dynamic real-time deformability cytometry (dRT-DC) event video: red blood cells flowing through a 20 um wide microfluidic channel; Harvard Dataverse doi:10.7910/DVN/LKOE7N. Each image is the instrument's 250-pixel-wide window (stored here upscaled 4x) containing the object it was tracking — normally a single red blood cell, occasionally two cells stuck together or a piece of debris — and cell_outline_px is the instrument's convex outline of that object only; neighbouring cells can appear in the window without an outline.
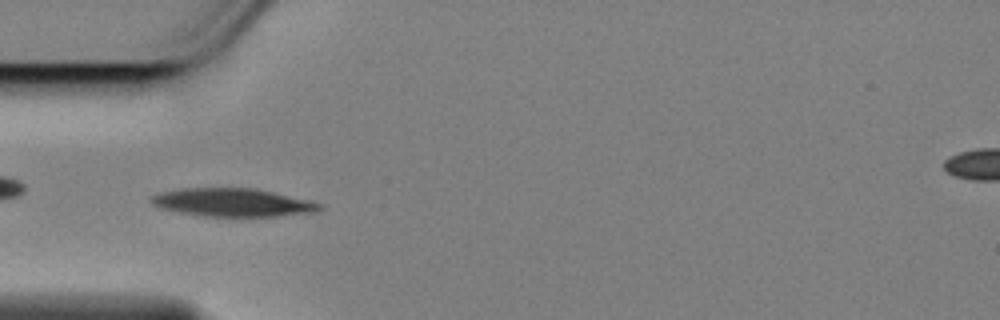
{"species": "Egyptian fruit bat (a non-hibernating species)", "species_latin": "Rousettus aegyptiacus", "temperature_condition": "cold", "stored_images_in_passage": 48, "camera_frame_rate_fps": 3000, "um_per_image_px": 0.085, "animal": {"sex": "female"}, "frame": {"image": 1, "passage_image": 12, "time_ms": 3.667, "image_size_px": [1000, 320], "cell_outline_px": [[324, 208], [316, 212], [280, 216], [200, 216], [160, 208], [152, 204], [148, 200], [152, 196], [164, 192], [184, 188], [252, 188], [272, 192], [308, 200], [320, 204]], "centroid_in_image_um": [19.77, 17.22], "position_along_channel_um": 65.2, "area_um2": 27.4}}
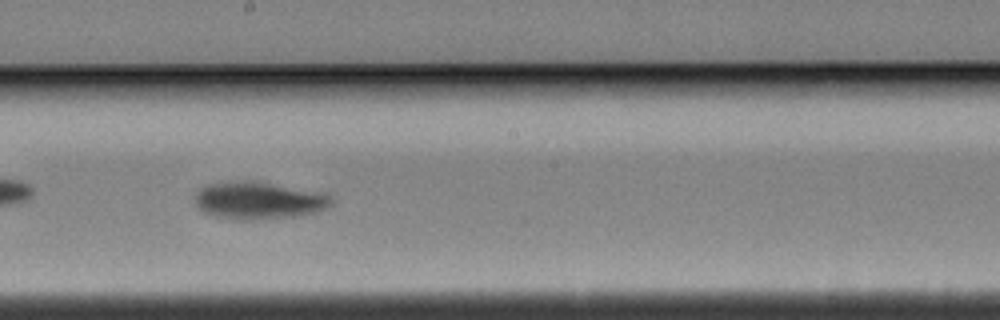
{"frame": {"image": 2, "passage_image": 26, "time_ms": 8.333, "image_size_px": [1000, 320], "cell_outline_px": [[332, 204], [328, 208], [316, 212], [296, 216], [252, 220], [232, 220], [216, 216], [204, 212], [196, 204], [196, 196], [200, 188], [208, 184], [268, 184], [332, 196]], "centroid_in_image_um": [21.99, 17.12], "position_along_channel_um": 226.2, "area_um2": 28.03}}
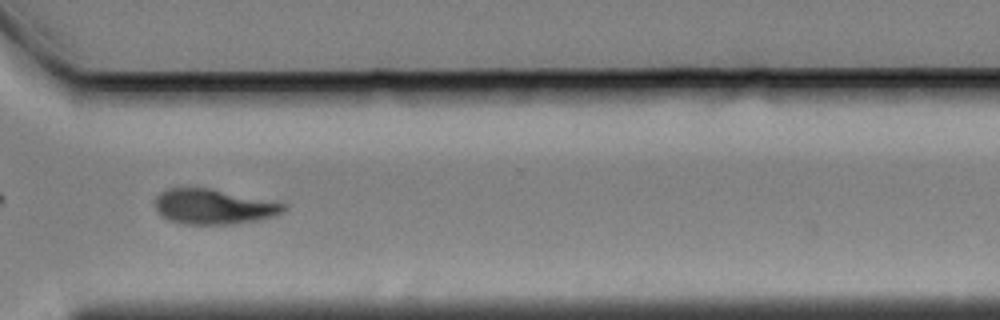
{"frame": {"image": 3, "passage_image": 37, "time_ms": 12.0, "image_size_px": [1000, 320], "cell_outline_px": [[284, 212], [276, 216], [260, 220], [232, 224], [180, 224], [168, 220], [160, 216], [156, 208], [156, 196], [160, 192], [168, 188], [208, 188], [284, 204]], "centroid_in_image_um": [18.1, 17.59], "position_along_channel_um": 352.5, "area_um2": 26.07}, "authors_computed_cell_mechanics": {"area_um2": 27.2816, "velocity_mm_per_s": 3.4392, "shape_relaxation_time_tau1_ms": 2.553, "shape_relaxation_time_tau2_ms": null, "deformation_change_tau1": 0.1116, "deformation_change_tau2": null}}